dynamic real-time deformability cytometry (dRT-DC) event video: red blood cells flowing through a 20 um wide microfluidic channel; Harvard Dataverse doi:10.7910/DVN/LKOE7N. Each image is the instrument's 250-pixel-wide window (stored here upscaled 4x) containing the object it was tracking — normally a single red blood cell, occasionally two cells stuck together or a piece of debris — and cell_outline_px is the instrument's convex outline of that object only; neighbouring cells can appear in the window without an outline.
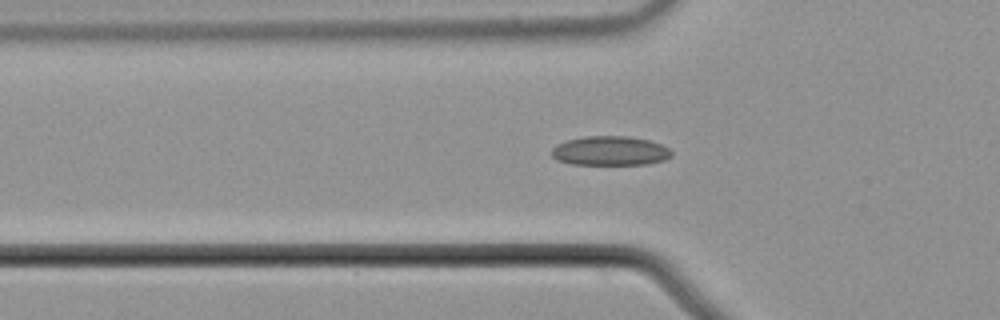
{"species": "common noctule bat (a hibernating species)", "species_latin": "Nyctalus noctula", "temperature_condition": "cold", "stored_images_in_passage": 46, "camera_frame_rate_fps": 3000, "um_per_image_px": 0.085, "animal": {"sex": "male", "body_mass_g": 21.5, "forearm_length_mm": 52.0}, "frame": {"image": 1, "passage_image": 8, "time_ms": 2.333, "image_size_px": [1000, 320], "cell_outline_px": [[672, 156], [664, 160], [648, 164], [572, 164], [556, 160], [552, 156], [552, 148], [556, 144], [568, 140], [584, 136], [628, 136], [648, 140], [660, 144], [668, 148], [672, 152]], "centroid_in_image_um": [51.85, 12.82], "position_along_channel_um": 73.9, "area_um2": 20.46}}
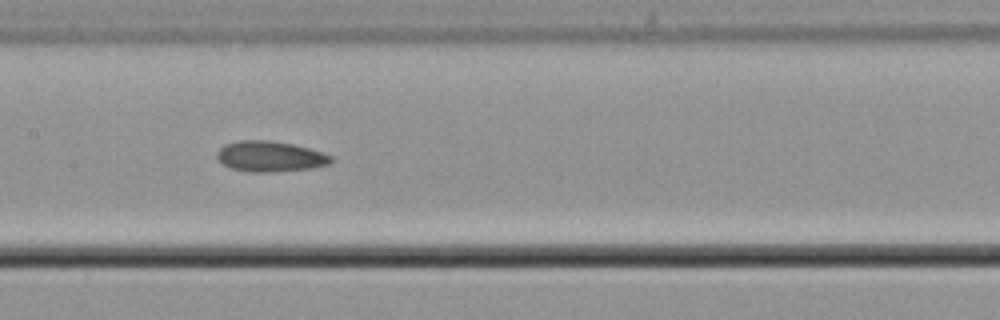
{"frame": {"image": 2, "passage_image": 17, "time_ms": 5.333, "image_size_px": [1000, 320], "cell_outline_px": [[332, 160], [328, 164], [312, 168], [272, 172], [248, 172], [232, 168], [224, 164], [216, 156], [216, 152], [224, 144], [240, 140], [268, 140], [292, 144], [308, 148], [332, 156]], "centroid_in_image_um": [22.93, 13.29], "position_along_channel_um": 184.5, "area_um2": 20.17}}
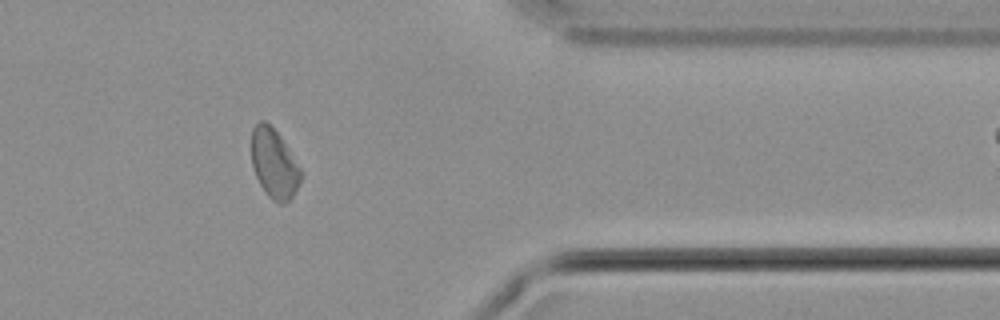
{"frame": {"image": 3, "passage_image": 35, "time_ms": 11.333, "image_size_px": [1000, 320], "cell_outline_px": [[304, 176], [300, 184], [292, 196], [284, 204], [280, 204], [272, 200], [268, 196], [260, 184], [256, 176], [252, 164], [252, 128], [260, 120], [264, 120], [280, 136], [300, 168]], "centroid_in_image_um": [23.31, 13.94], "position_along_channel_um": 388.1, "area_um2": 19.77}, "authors_computed_cell_mechanics": {"area_um2": 20.2878, "velocity_mm_per_s": 3.6964, "shape_relaxation_time_tau1_ms": 7.4869, "shape_relaxation_time_tau2_ms": 5.2378, "deformation_change_tau1": 0.0722, "deformation_change_tau2": 0.0737}}